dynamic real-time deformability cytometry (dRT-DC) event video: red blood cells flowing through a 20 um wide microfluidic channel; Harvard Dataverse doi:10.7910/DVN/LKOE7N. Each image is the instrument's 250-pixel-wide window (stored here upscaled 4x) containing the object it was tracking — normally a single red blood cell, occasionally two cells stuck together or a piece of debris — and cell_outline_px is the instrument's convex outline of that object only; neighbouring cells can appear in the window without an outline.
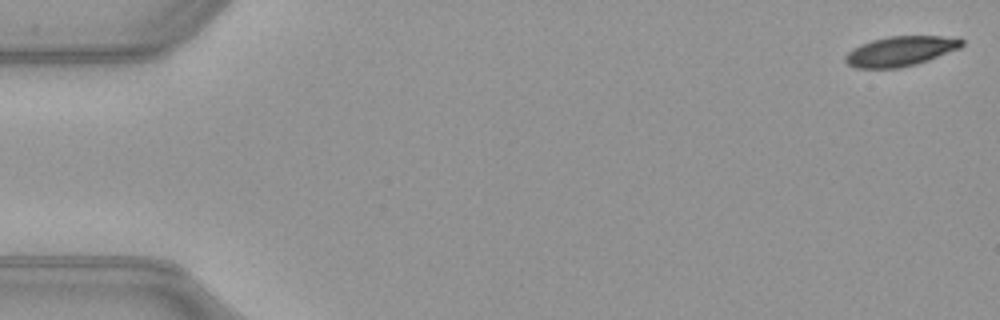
{"species": "common noctule bat (a hibernating species)", "species_latin": "Nyctalus noctula", "temperature_condition": "warm", "stored_images_in_passage": 52, "camera_frame_rate_fps": 3000, "um_per_image_px": 0.085, "animal": {"sex": "female", "body_mass_g": 21.9}, "frame": {"image": 1, "passage_image": 1, "time_ms": 0.0, "image_size_px": [1000, 320], "cell_outline_px": [[964, 44], [960, 48], [928, 60], [916, 64], [900, 68], [856, 68], [848, 64], [844, 60], [844, 56], [852, 48], [860, 44], [872, 40], [888, 36], [960, 36], [964, 40]], "centroid_in_image_um": [76.57, 4.34], "position_along_channel_um": 8.4, "area_um2": 20.52}}
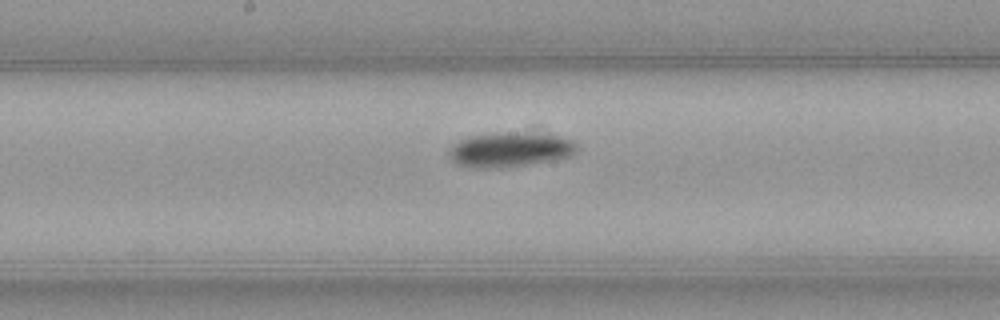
{"frame": {"image": 2, "passage_image": 27, "time_ms": 8.667, "image_size_px": [1000, 320], "cell_outline_px": [[580, 148], [572, 156], [556, 160], [500, 168], [472, 168], [456, 164], [448, 156], [448, 148], [452, 144], [468, 136], [508, 132], [560, 136], [572, 140]], "centroid_in_image_um": [43.33, 12.74], "position_along_channel_um": 204.9, "area_um2": 26.07}}
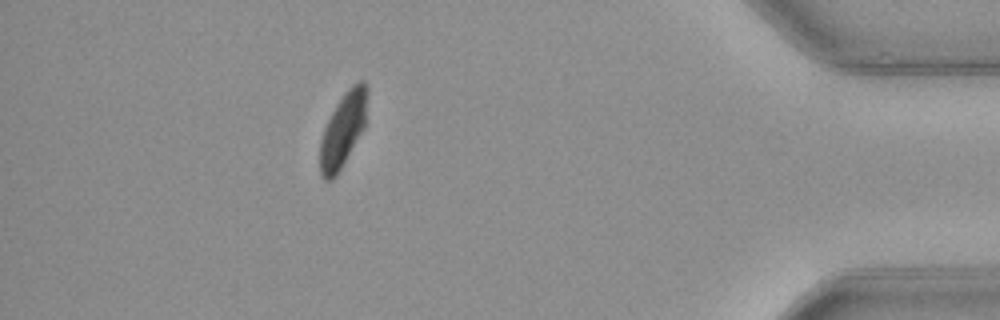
{"frame": {"image": 3, "passage_image": 46, "time_ms": 15.0, "image_size_px": [1000, 320], "cell_outline_px": [[368, 92], [364, 128], [336, 176], [332, 180], [324, 180], [320, 176], [320, 140], [324, 128], [336, 104], [344, 92], [352, 84], [360, 80], [364, 80], [368, 84]], "centroid_in_image_um": [29.16, 10.99], "position_along_channel_um": 406.0, "area_um2": 20.52}, "authors_computed_cell_mechanics": {"area_um2": 22.0796, "velocity_mm_per_s": 3.9937, "shape_relaxation_time_tau1_ms": 7.7158, "shape_relaxation_time_tau2_ms": null, "deformation_change_tau1": 0.2039, "deformation_change_tau2": null}}